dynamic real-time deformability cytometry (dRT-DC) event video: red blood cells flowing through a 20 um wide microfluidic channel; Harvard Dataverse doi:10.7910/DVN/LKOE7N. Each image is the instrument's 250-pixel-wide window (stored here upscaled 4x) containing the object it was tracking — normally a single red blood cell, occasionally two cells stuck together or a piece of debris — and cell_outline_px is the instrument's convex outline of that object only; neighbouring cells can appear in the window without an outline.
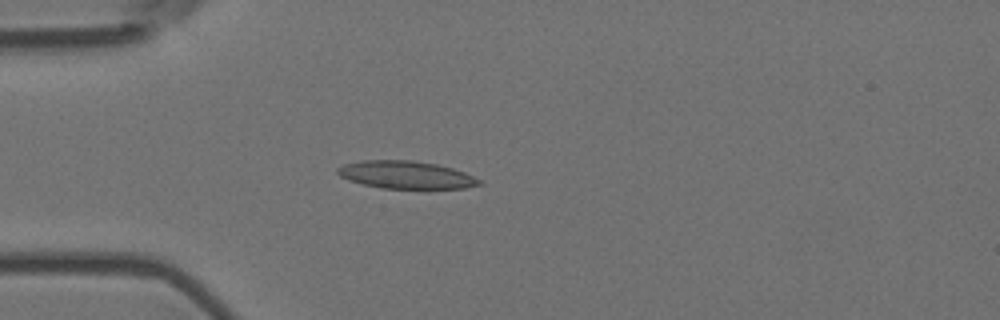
{"species": "Egyptian fruit bat (a non-hibernating species)", "species_latin": "Rousettus aegyptiacus", "temperature_condition": "room temperature", "stored_images_in_passage": 4, "camera_frame_rate_fps": 3000, "um_per_image_px": 0.085, "animal": {"sex": "female"}, "frame": {"image": 1, "passage_image": 4, "time_ms": 1.0, "image_size_px": [1000, 320], "cell_outline_px": [[484, 184], [464, 188], [380, 188], [348, 180], [340, 176], [336, 172], [336, 168], [344, 164], [360, 160], [412, 160], [436, 164], [452, 168], [464, 172], [480, 180]], "centroid_in_image_um": [34.48, 14.85], "position_along_channel_um": 50.5, "area_um2": 22.77}}